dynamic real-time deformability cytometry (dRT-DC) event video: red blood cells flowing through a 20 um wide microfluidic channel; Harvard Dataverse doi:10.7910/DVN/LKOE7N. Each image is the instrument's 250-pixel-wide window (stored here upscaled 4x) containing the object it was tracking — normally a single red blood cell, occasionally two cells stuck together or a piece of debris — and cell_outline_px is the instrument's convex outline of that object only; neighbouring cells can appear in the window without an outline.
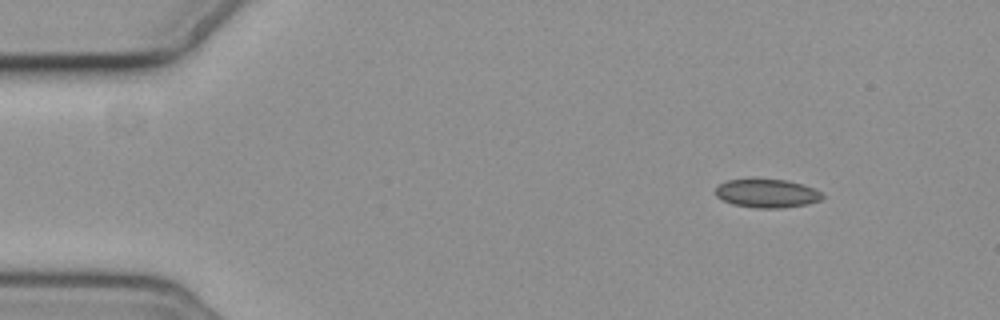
{"species": "common noctule bat (a hibernating species)", "species_latin": "Nyctalus noctula", "temperature_condition": "cold", "stored_images_in_passage": 4, "camera_frame_rate_fps": 3000, "um_per_image_px": 0.085, "animal": {"sex": "female", "body_mass_g": 19.3, "forearm_length_mm": 54.1}, "frame": {"image": 1, "passage_image": 1, "time_ms": 0.0, "image_size_px": [1000, 320], "cell_outline_px": [[824, 196], [820, 200], [808, 204], [780, 208], [756, 208], [732, 204], [716, 196], [716, 188], [720, 184], [728, 180], [788, 180], [812, 188], [820, 192]], "centroid_in_image_um": [65.19, 16.45], "position_along_channel_um": 19.8, "area_um2": 17.4}}